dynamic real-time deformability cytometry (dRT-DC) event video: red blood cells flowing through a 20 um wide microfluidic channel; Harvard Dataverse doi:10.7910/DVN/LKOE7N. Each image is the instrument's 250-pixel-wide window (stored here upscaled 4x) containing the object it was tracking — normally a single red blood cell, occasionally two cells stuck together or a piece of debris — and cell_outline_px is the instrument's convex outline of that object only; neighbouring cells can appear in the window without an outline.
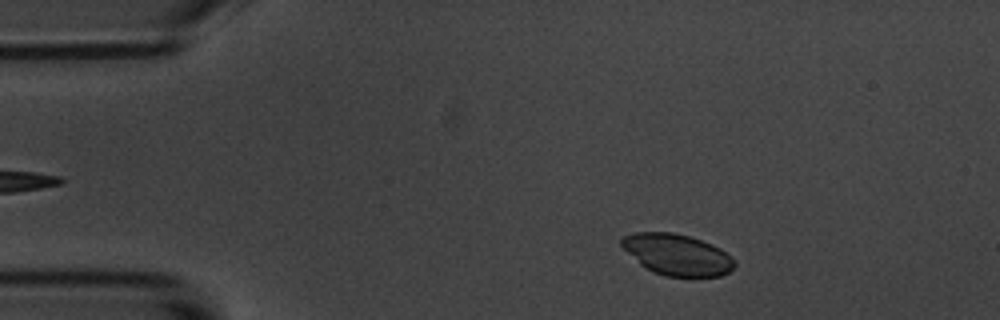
{"species": "common noctule bat (a hibernating species)", "species_latin": "Nyctalus noctula", "temperature_condition": "room temperature", "stored_images_in_passage": 52, "camera_frame_rate_fps": 3000, "um_per_image_px": 0.085, "animal": {"sex": "male", "body_mass_g": 20.1, "forearm_length_mm": 53.5}, "frame": {"image": 1, "passage_image": 5, "time_ms": 1.333, "image_size_px": [1000, 320], "cell_outline_px": [[736, 264], [728, 272], [720, 276], [664, 276], [652, 272], [644, 268], [620, 244], [620, 240], [624, 236], [636, 232], [672, 232], [688, 236], [712, 244], [720, 248], [732, 256], [736, 260]], "centroid_in_image_um": [57.56, 21.64], "position_along_channel_um": 27.4, "area_um2": 27.05}}
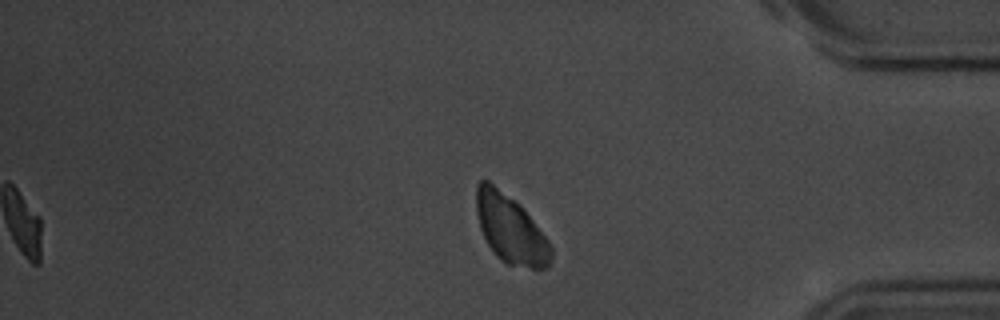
{"frame": {"image": 2, "passage_image": 43, "time_ms": 14.0, "image_size_px": [1000, 320], "cell_outline_px": [[552, 260], [548, 268], [532, 268], [508, 264], [500, 260], [492, 252], [480, 228], [476, 212], [476, 184], [480, 180], [488, 180], [520, 204], [548, 240], [552, 248]], "centroid_in_image_um": [43.39, 19.47], "position_along_channel_um": 391.8, "area_um2": 29.82}}
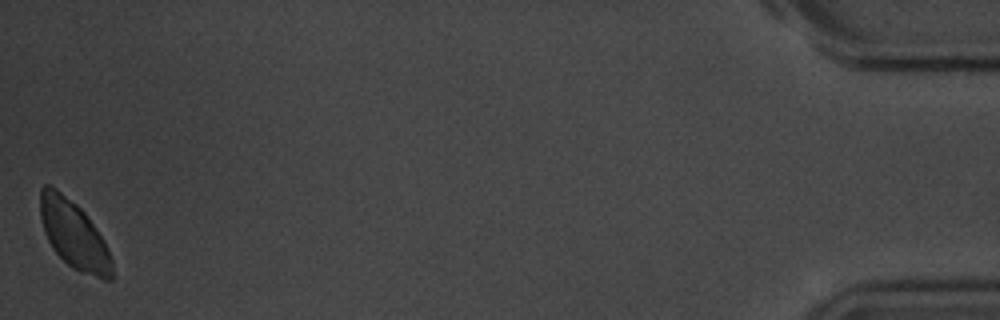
{"frame": {"image": 3, "passage_image": 52, "time_ms": 17.0, "image_size_px": [1000, 320], "cell_outline_px": [[112, 280], [104, 280], [80, 272], [72, 268], [52, 248], [44, 232], [40, 216], [40, 188], [44, 184], [48, 184], [56, 188], [76, 204], [84, 212], [104, 240], [108, 248], [112, 260]], "centroid_in_image_um": [6.27, 19.95], "position_along_channel_um": 428.9, "area_um2": 28.44}}